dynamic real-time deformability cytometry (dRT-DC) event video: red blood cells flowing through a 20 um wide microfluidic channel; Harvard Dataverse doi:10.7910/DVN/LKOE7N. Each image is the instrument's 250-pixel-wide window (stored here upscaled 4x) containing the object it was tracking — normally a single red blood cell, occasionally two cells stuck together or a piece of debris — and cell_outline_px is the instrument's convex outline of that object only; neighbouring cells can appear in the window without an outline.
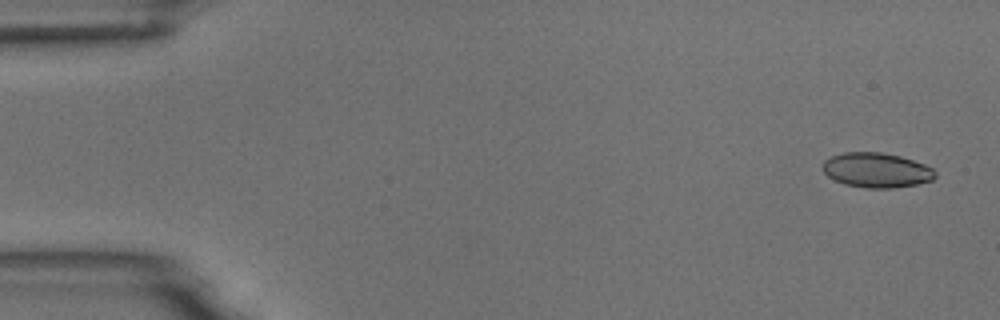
{"species": "common noctule bat (a hibernating species)", "species_latin": "Nyctalus noctula", "temperature_condition": "room temperature", "stored_images_in_passage": 5, "camera_frame_rate_fps": 3000, "um_per_image_px": 0.085, "animal": {"sex": "male", "body_mass_g": 18.8}, "frame": {"image": 1, "passage_image": 1, "time_ms": 0.0, "image_size_px": [1000, 320], "cell_outline_px": [[936, 176], [932, 180], [916, 184], [892, 188], [868, 188], [844, 184], [828, 176], [824, 172], [824, 160], [832, 156], [844, 152], [880, 152], [900, 156], [924, 164], [932, 168], [936, 172]], "centroid_in_image_um": [74.52, 14.46], "position_along_channel_um": 10.5, "area_um2": 22.6}}
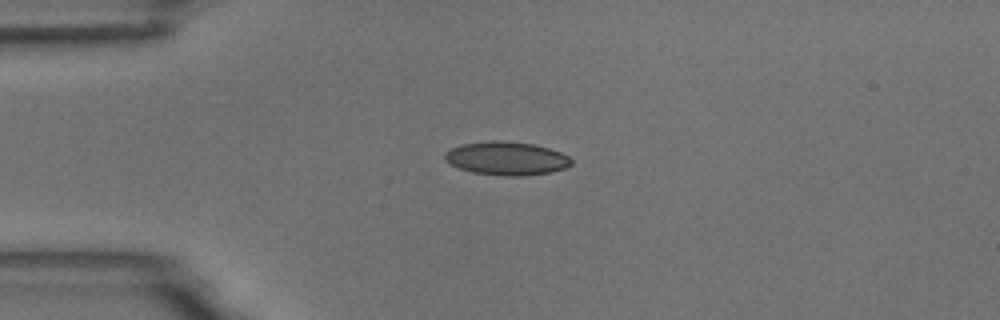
{"frame": {"image": 2, "passage_image": 4, "time_ms": 3.667, "image_size_px": [1000, 320], "cell_outline_px": [[572, 164], [564, 168], [548, 172], [520, 176], [504, 176], [472, 172], [460, 168], [444, 160], [444, 152], [460, 144], [492, 140], [500, 140], [532, 144], [548, 148], [560, 152], [568, 156], [572, 160]], "centroid_in_image_um": [43.02, 13.45], "position_along_channel_um": 42.0, "area_um2": 24.51}}